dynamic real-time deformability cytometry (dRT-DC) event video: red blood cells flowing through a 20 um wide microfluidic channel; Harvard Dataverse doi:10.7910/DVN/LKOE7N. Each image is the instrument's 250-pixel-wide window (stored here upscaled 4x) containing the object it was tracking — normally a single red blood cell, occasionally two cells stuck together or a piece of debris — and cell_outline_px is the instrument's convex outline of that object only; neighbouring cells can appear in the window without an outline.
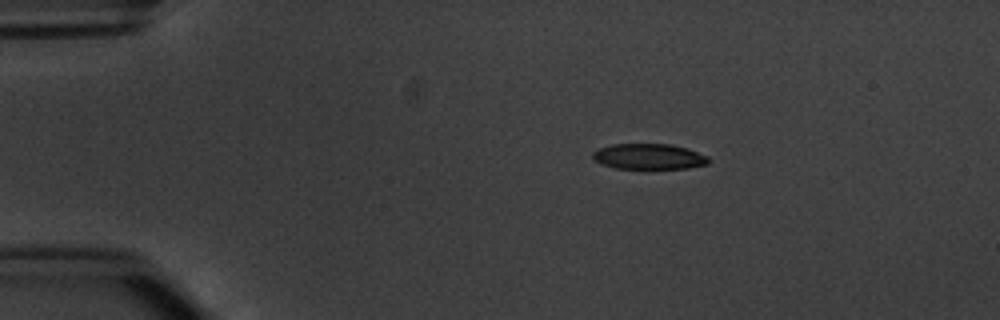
{"species": "common noctule bat (a hibernating species)", "species_latin": "Nyctalus noctula", "temperature_condition": "warm", "stored_images_in_passage": 2, "camera_frame_rate_fps": 3000, "um_per_image_px": 0.085, "animal": {"sex": "male", "body_mass_g": 20.1, "forearm_length_mm": 53.5}, "frame": {"image": 1, "passage_image": 1, "time_ms": 0.0, "image_size_px": [1000, 320], "cell_outline_px": [[712, 160], [708, 164], [688, 168], [616, 168], [600, 164], [592, 156], [592, 152], [600, 148], [612, 144], [672, 144], [688, 148], [708, 156]], "centroid_in_image_um": [55.2, 13.3], "position_along_channel_um": 29.8, "area_um2": 17.34}}